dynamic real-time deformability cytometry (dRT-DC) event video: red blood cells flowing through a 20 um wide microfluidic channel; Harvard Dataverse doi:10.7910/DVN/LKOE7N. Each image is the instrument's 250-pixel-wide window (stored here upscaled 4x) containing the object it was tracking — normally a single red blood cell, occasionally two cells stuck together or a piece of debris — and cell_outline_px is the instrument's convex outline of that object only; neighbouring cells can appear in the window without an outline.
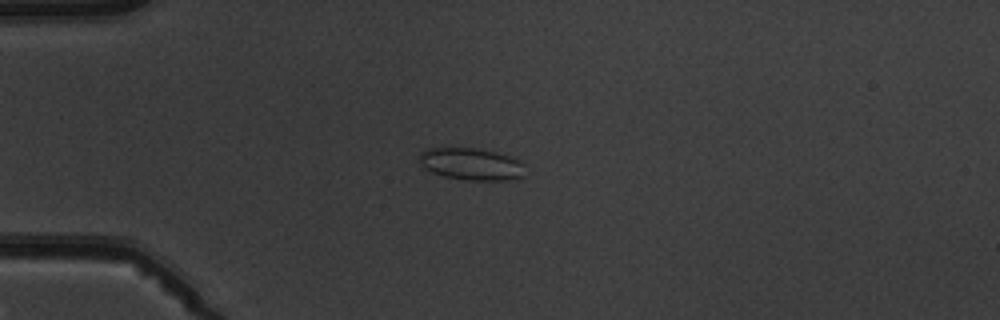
{"species": "common noctule bat (a hibernating species)", "species_latin": "Nyctalus noctula", "temperature_condition": "warm", "stored_images_in_passage": 7, "camera_frame_rate_fps": 3000, "um_per_image_px": 0.085, "animal": {"sex": "male", "body_mass_g": 19.5, "forearm_length_mm": 54.6}, "frame": {"image": 1, "passage_image": 5, "time_ms": 4.667, "image_size_px": [1000, 320], "cell_outline_px": [[524, 176], [508, 180], [468, 180], [444, 176], [432, 172], [424, 168], [420, 164], [420, 152], [428, 148], [476, 148], [496, 152], [508, 156], [516, 160], [520, 164]], "centroid_in_image_um": [39.99, 13.94], "position_along_channel_um": 45.0, "area_um2": 19.42}}
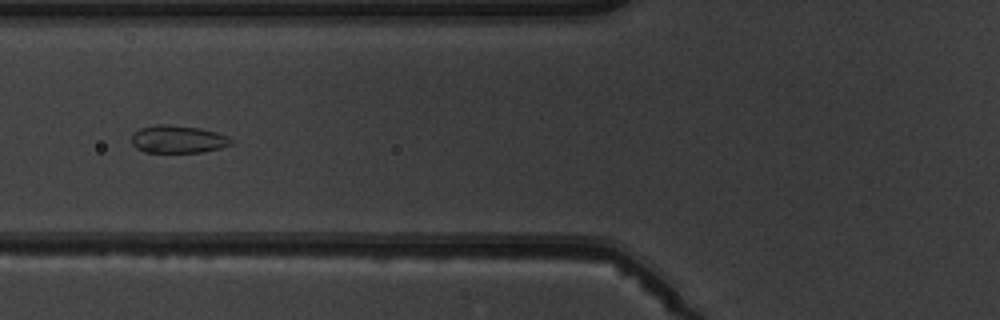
{"frame": {"image": 2, "passage_image": 7, "time_ms": 7.0, "image_size_px": [1000, 320], "cell_outline_px": [[232, 144], [220, 148], [204, 152], [144, 152], [136, 148], [132, 144], [132, 136], [140, 128], [156, 124], [168, 124], [200, 128], [216, 132], [228, 136], [232, 140]], "centroid_in_image_um": [15.13, 11.83], "position_along_channel_um": 110.7, "area_um2": 16.07}}